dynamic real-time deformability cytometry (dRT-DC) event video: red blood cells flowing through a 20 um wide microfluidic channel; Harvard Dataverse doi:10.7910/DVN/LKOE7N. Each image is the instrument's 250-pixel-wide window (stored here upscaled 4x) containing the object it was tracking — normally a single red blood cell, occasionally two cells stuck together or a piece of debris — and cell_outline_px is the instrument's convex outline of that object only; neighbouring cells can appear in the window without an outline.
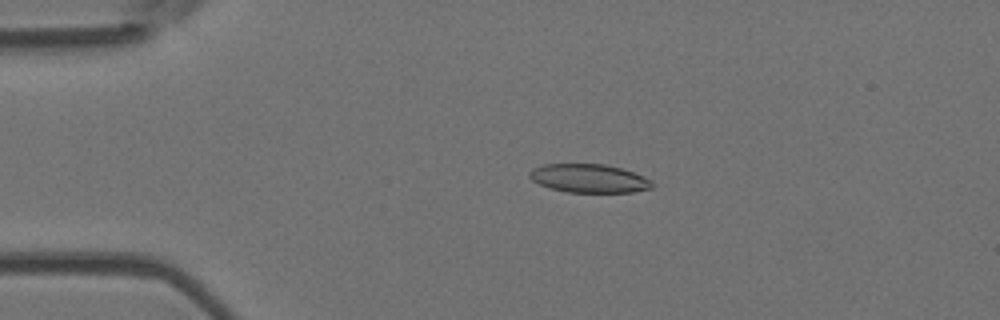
{"species": "Egyptian fruit bat (a non-hibernating species)", "species_latin": "Rousettus aegyptiacus", "temperature_condition": "room temperature", "stored_images_in_passage": 4, "camera_frame_rate_fps": 3000, "um_per_image_px": 0.085, "animal": {"sex": "female"}, "frame": {"image": 1, "passage_image": 3, "time_ms": 2.333, "image_size_px": [1000, 320], "cell_outline_px": [[656, 184], [652, 188], [632, 192], [568, 192], [552, 188], [540, 184], [532, 180], [528, 176], [528, 172], [532, 168], [544, 164], [604, 164], [620, 168], [644, 176], [652, 180]], "centroid_in_image_um": [50.08, 15.16], "position_along_channel_um": 34.9, "area_um2": 20.4}}